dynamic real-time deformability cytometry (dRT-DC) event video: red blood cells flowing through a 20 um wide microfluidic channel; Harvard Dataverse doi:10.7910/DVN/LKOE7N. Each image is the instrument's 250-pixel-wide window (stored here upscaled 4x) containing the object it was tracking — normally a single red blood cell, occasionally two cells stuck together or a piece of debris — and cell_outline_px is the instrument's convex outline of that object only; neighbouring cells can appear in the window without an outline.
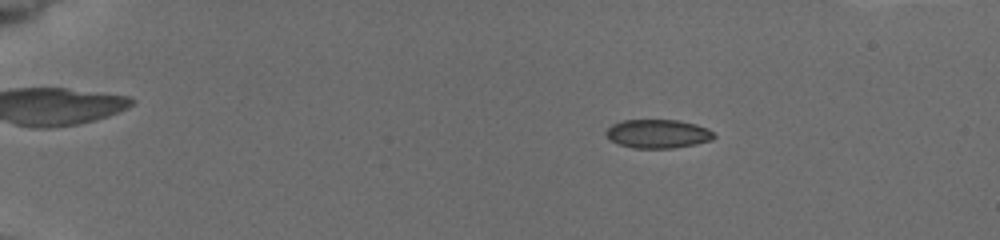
{"species": "common noctule bat (a hibernating species)", "species_latin": "Nyctalus noctula", "temperature_condition": "cold", "stored_images_in_passage": 28, "camera_frame_rate_fps": 3000, "um_per_image_px": 0.085, "animal": {"sex": "female", "body_mass_g": 19.5, "forearm_length_mm": 54.1}, "frame": {"image": 1, "passage_image": 10, "time_ms": 3.667, "image_size_px": [1000, 240], "cell_outline_px": [[716, 136], [712, 140], [696, 144], [672, 148], [636, 148], [620, 144], [612, 140], [604, 132], [612, 124], [624, 120], [676, 120], [696, 124], [708, 128]], "centroid_in_image_um": [55.95, 11.37], "position_along_channel_um": 29.1, "area_um2": 17.92}}
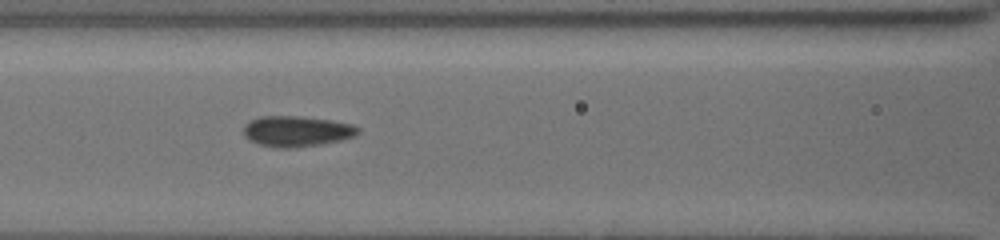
{"frame": {"image": 2, "passage_image": 23, "time_ms": 9.0, "image_size_px": [1000, 240], "cell_outline_px": [[360, 132], [356, 136], [340, 140], [320, 144], [296, 148], [276, 148], [260, 144], [248, 140], [244, 136], [244, 124], [260, 116], [300, 116], [328, 120], [352, 124], [360, 128]], "centroid_in_image_um": [25.21, 11.16], "position_along_channel_um": 141.4, "area_um2": 20.52}}
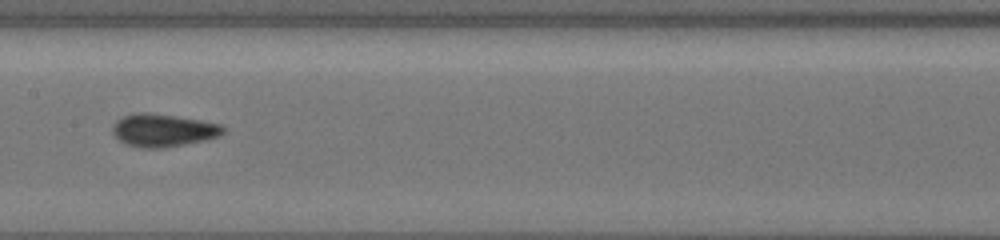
{"frame": {"image": 3, "passage_image": 27, "time_ms": 10.333, "image_size_px": [1000, 240], "cell_outline_px": [[224, 132], [220, 136], [208, 140], [164, 148], [144, 148], [128, 144], [120, 140], [112, 132], [112, 128], [116, 120], [124, 116], [136, 112], [148, 112], [176, 116], [200, 120], [220, 124], [224, 128]], "centroid_in_image_um": [13.89, 11.07], "position_along_channel_um": 193.5, "area_um2": 21.15}}